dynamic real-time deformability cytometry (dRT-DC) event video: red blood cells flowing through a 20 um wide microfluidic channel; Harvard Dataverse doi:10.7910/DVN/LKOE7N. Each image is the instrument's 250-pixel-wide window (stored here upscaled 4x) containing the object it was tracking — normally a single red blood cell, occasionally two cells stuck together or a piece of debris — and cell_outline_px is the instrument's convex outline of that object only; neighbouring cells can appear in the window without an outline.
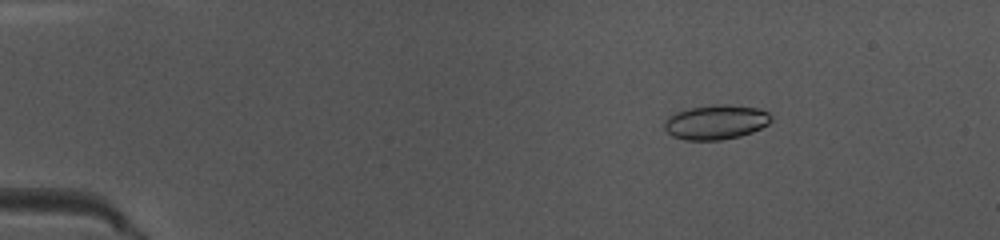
{"species": "common noctule bat (a hibernating species)", "species_latin": "Nyctalus noctula", "temperature_condition": "warm", "stored_images_in_passage": 50, "camera_frame_rate_fps": 3000, "um_per_image_px": 0.085, "animal": {"sex": "female", "body_mass_g": 10.0, "forearm_length_mm": 53.1}, "frame": {"image": 1, "passage_image": 8, "time_ms": 2.333, "image_size_px": [1000, 240], "cell_outline_px": [[772, 120], [768, 124], [752, 132], [740, 136], [720, 140], [684, 140], [672, 136], [664, 128], [664, 124], [668, 116], [676, 112], [688, 108], [716, 104], [724, 104], [760, 108], [768, 112], [772, 116]], "centroid_in_image_um": [60.86, 10.38], "position_along_channel_um": 24.1, "area_um2": 21.62}}
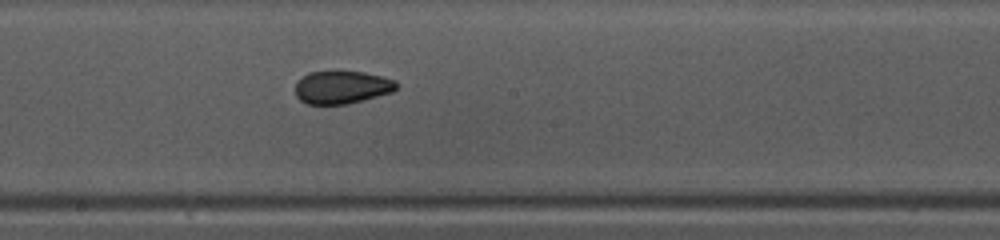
{"frame": {"image": 2, "passage_image": 28, "time_ms": 9.0, "image_size_px": [1000, 240], "cell_outline_px": [[400, 84], [392, 92], [344, 104], [308, 104], [300, 100], [296, 96], [296, 80], [308, 72], [336, 68], [340, 68], [364, 72], [384, 76], [396, 80]], "centroid_in_image_um": [29.04, 7.34], "position_along_channel_um": 219.2, "area_um2": 20.17}}
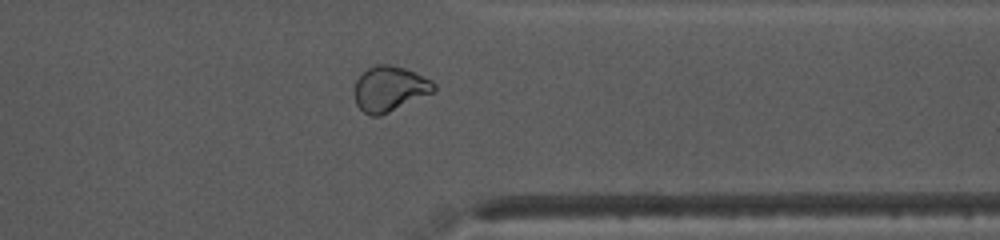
{"frame": {"image": 3, "passage_image": 40, "time_ms": 13.0, "image_size_px": [1000, 240], "cell_outline_px": [[436, 88], [432, 92], [380, 116], [372, 116], [364, 112], [356, 104], [356, 80], [368, 68], [376, 64], [392, 64], [404, 68], [432, 80], [436, 84]], "centroid_in_image_um": [33.12, 7.53], "position_along_channel_um": 378.3, "area_um2": 20.52}, "authors_computed_cell_mechanics": {"area_um2": 20.6346, "velocity_mm_per_s": 4.0317, "shape_relaxation_time_tau1_ms": 4.9943, "shape_relaxation_time_tau2_ms": 1.746, "deformation_change_tau1": 0.1008, "deformation_change_tau2": 0.0569}}